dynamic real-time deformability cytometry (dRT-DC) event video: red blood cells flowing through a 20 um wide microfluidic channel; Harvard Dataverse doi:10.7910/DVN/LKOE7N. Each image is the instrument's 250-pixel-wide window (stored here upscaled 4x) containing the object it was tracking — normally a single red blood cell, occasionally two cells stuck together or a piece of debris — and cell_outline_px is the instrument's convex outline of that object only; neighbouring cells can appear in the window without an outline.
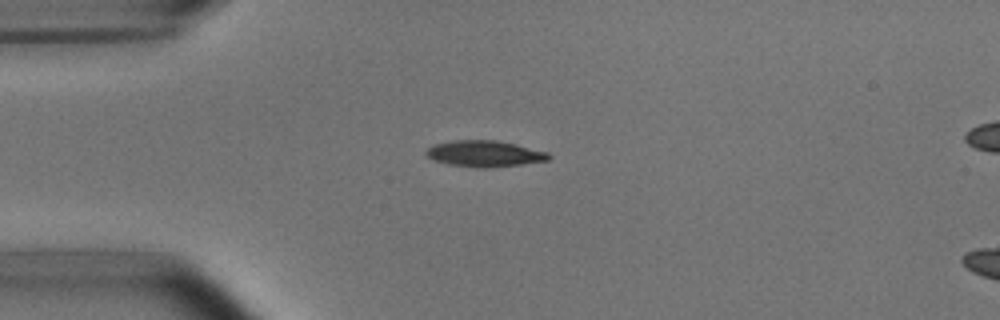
{"species": "common noctule bat (a hibernating species)", "species_latin": "Nyctalus noctula", "temperature_condition": "room temperature", "stored_images_in_passage": 5, "camera_frame_rate_fps": 3000, "um_per_image_px": 0.085, "animal": {"sex": "male", "body_mass_g": 15.6}, "frame": {"image": 1, "passage_image": 1, "time_ms": 0.0, "image_size_px": [1000, 320], "cell_outline_px": [[552, 156], [548, 160], [520, 164], [488, 168], [480, 168], [448, 164], [436, 160], [428, 156], [424, 152], [432, 144], [452, 140], [496, 140], [516, 144], [548, 152]], "centroid_in_image_um": [41.18, 13.05], "position_along_channel_um": 43.8, "area_um2": 18.67}}
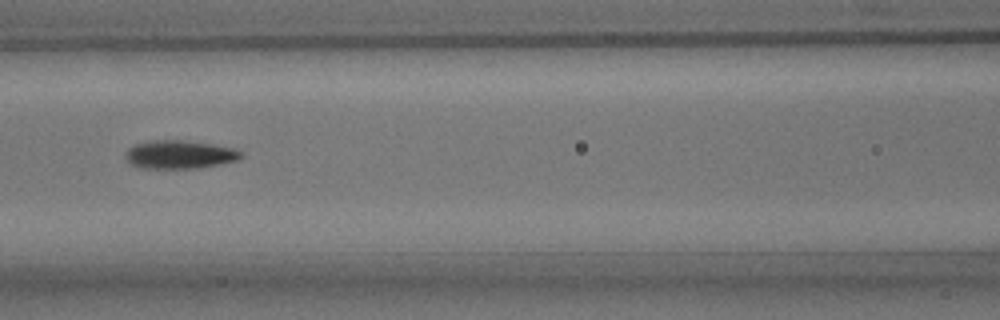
{"frame": {"image": 2, "passage_image": 4, "time_ms": 3.333, "image_size_px": [1000, 320], "cell_outline_px": [[244, 156], [236, 160], [220, 164], [200, 168], [140, 168], [128, 164], [124, 156], [124, 152], [128, 148], [136, 144], [152, 140], [184, 140], [212, 144], [232, 148], [244, 152]], "centroid_in_image_um": [15.23, 13.14], "position_along_channel_um": 151.4, "area_um2": 19.31}}
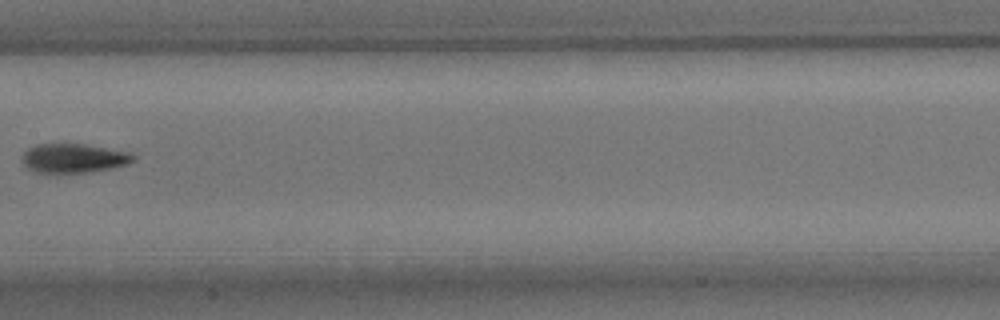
{"frame": {"image": 3, "passage_image": 5, "time_ms": 4.667, "image_size_px": [1000, 320], "cell_outline_px": [[136, 160], [128, 164], [112, 168], [88, 172], [36, 172], [28, 168], [24, 164], [24, 152], [28, 148], [36, 144], [84, 144], [128, 152], [136, 156]], "centroid_in_image_um": [6.3, 13.44], "position_along_channel_um": 201.1, "area_um2": 18.61}}